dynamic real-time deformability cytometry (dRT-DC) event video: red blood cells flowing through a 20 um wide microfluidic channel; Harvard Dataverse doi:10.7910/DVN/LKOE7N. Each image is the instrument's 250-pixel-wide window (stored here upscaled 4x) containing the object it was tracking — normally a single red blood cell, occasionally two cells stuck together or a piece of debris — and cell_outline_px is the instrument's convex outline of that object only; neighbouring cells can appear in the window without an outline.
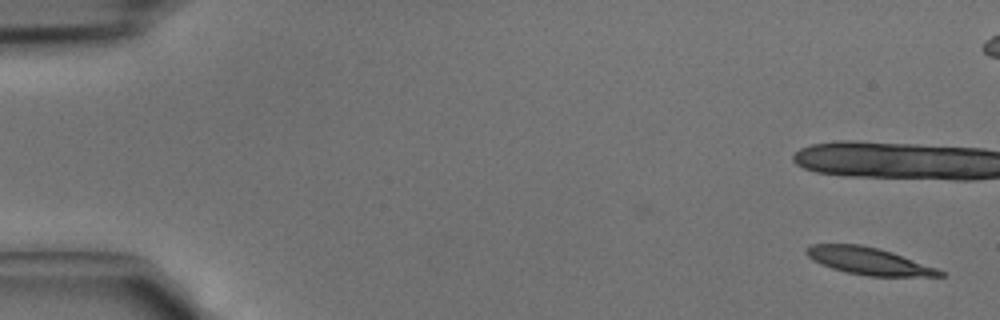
{"species": "common noctule bat (a hibernating species)", "species_latin": "Nyctalus noctula", "temperature_condition": "cold", "stored_images_in_passage": 6, "camera_frame_rate_fps": 3000, "um_per_image_px": 0.085, "animal": {"sex": "male", "body_mass_g": 15.6}, "frame": {"image": 1, "passage_image": 1, "time_ms": 0.0, "image_size_px": [1000, 320], "cell_outline_px": [[948, 272], [944, 276], [868, 276], [848, 272], [832, 268], [820, 264], [812, 260], [804, 252], [804, 248], [812, 244], [860, 244], [880, 248], [892, 252]], "centroid_in_image_um": [73.83, 22.18], "position_along_channel_um": 11.2, "area_um2": 21.21}}
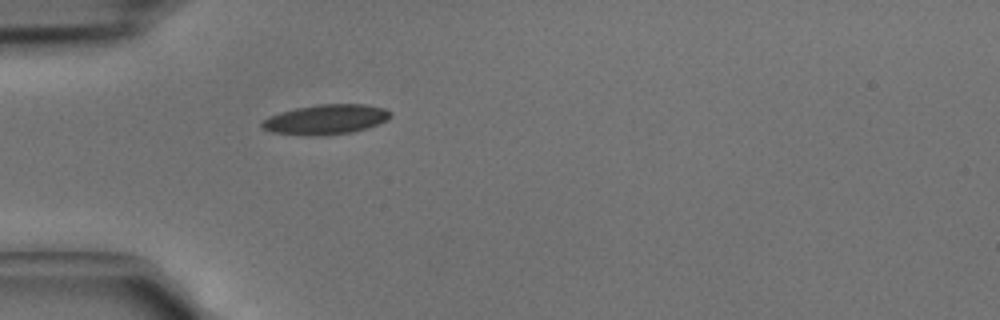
{"frame": {"image": 2, "passage_image": 6, "time_ms": 1.667, "image_size_px": [1000, 320], "cell_outline_px": [[392, 116], [388, 120], [368, 128], [352, 132], [324, 136], [316, 136], [272, 132], [264, 128], [260, 124], [268, 116], [280, 112], [296, 108], [320, 104], [364, 104], [384, 108], [392, 112]], "centroid_in_image_um": [27.74, 10.15], "position_along_channel_um": 57.3, "area_um2": 22.43}}